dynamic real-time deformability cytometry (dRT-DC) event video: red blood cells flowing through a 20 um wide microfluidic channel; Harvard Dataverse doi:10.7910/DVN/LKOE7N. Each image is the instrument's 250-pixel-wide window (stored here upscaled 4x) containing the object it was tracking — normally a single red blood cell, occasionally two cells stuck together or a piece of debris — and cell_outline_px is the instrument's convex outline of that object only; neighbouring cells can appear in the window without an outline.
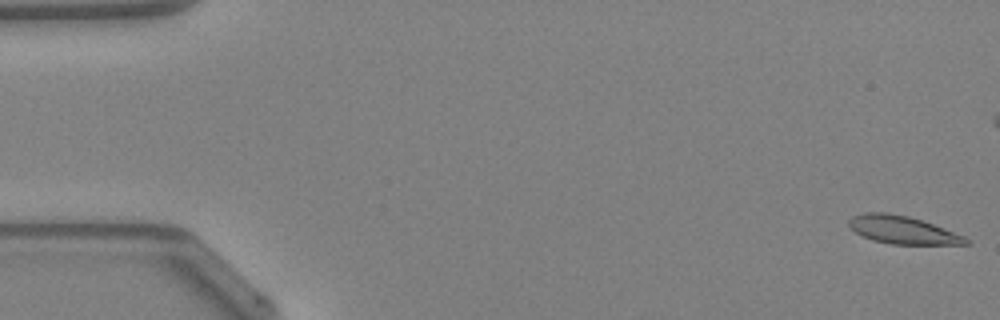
{"species": "Egyptian fruit bat (a non-hibernating species)", "species_latin": "Rousettus aegyptiacus", "temperature_condition": "warm", "stored_images_in_passage": 49, "camera_frame_rate_fps": 3000, "um_per_image_px": 0.085, "animal": {"sex": "female"}, "frame": {"image": 1, "passage_image": 1, "time_ms": 0.0, "image_size_px": [1000, 320], "cell_outline_px": [[968, 244], [892, 244], [872, 240], [856, 232], [848, 224], [848, 220], [852, 216], [864, 212], [884, 212], [908, 216], [944, 228], [964, 236], [968, 240]], "centroid_in_image_um": [76.68, 19.53], "position_along_channel_um": 8.3, "area_um2": 18.67}}
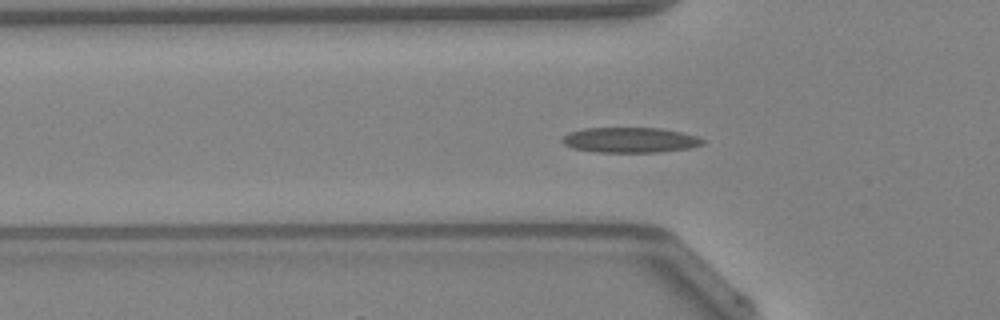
{"frame": {"image": 2, "passage_image": 16, "time_ms": 5.0, "image_size_px": [1000, 320], "cell_outline_px": [[704, 144], [688, 148], [656, 152], [596, 152], [572, 148], [564, 144], [560, 140], [568, 132], [584, 128], [660, 128], [680, 132], [696, 136], [704, 140]], "centroid_in_image_um": [53.51, 11.9], "position_along_channel_um": 72.3, "area_um2": 20.58}, "authors_computed_cell_mechanics": {"area_um2": 19.5942, "velocity_mm_per_s": 4.2416, "shape_relaxation_time_tau1_ms": null, "shape_relaxation_time_tau2_ms": 3.795, "deformation_change_tau1": null, "deformation_change_tau2": 0.1259}}